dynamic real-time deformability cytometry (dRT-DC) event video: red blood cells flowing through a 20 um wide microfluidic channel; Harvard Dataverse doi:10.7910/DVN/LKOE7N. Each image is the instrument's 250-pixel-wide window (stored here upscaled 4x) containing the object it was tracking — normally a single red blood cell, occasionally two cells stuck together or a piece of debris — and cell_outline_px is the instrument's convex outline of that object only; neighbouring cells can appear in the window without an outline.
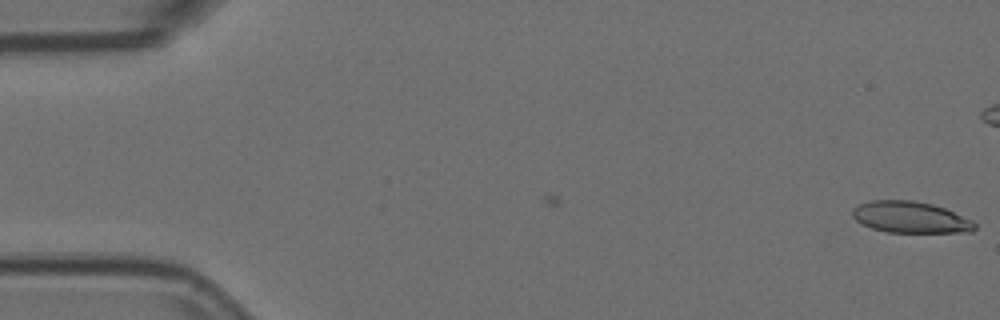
{"species": "Egyptian fruit bat (a non-hibernating species)", "species_latin": "Rousettus aegyptiacus", "temperature_condition": "room temperature", "stored_images_in_passage": 6, "camera_frame_rate_fps": 3000, "um_per_image_px": 0.085, "animal": {"sex": "female"}, "frame": {"image": 1, "passage_image": 6, "time_ms": 1.667, "image_size_px": [1000, 320], "cell_outline_px": [[976, 228], [972, 232], [888, 232], [872, 228], [856, 220], [852, 216], [852, 208], [868, 200], [912, 200], [932, 204], [944, 208], [972, 220], [976, 224]], "centroid_in_image_um": [77.38, 18.46], "position_along_channel_um": 7.6, "area_um2": 22.31}}